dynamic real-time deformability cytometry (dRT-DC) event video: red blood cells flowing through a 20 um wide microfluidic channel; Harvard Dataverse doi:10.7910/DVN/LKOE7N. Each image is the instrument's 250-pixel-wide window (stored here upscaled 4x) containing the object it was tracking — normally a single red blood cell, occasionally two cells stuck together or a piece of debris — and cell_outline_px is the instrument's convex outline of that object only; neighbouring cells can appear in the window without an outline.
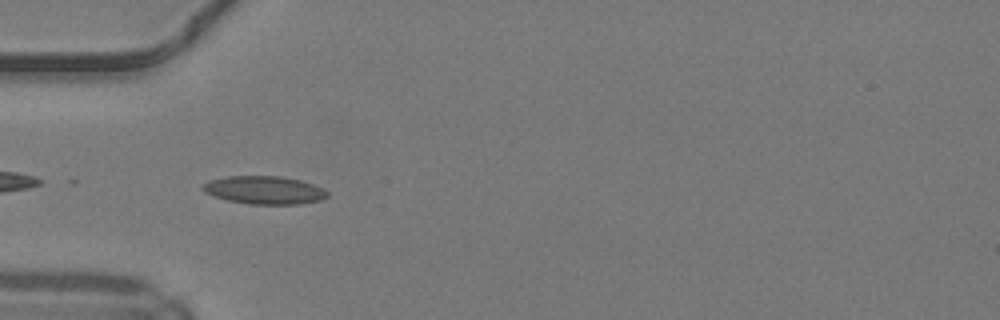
{"species": "common noctule bat (a hibernating species)", "species_latin": "Nyctalus noctula", "temperature_condition": "warm", "stored_images_in_passage": 7, "camera_frame_rate_fps": 3000, "um_per_image_px": 0.085, "animal": {"sex": "male", "body_mass_g": 19.2, "forearm_length_mm": 51.8}, "frame": {"image": 1, "passage_image": 2, "time_ms": 0.333, "image_size_px": [1000, 320], "cell_outline_px": [[328, 196], [320, 200], [300, 204], [248, 204], [228, 200], [204, 192], [200, 188], [208, 180], [228, 176], [280, 176], [300, 180], [324, 188], [328, 192]], "centroid_in_image_um": [22.47, 16.15], "position_along_channel_um": 62.5, "area_um2": 20.35}}
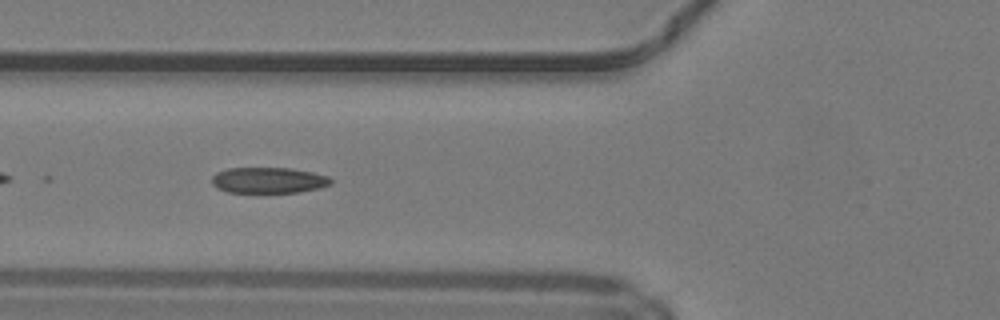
{"frame": {"image": 2, "passage_image": 5, "time_ms": 1.333, "image_size_px": [1000, 320], "cell_outline_px": [[332, 184], [320, 188], [300, 192], [228, 192], [216, 188], [212, 184], [212, 176], [216, 172], [228, 168], [292, 168], [312, 172], [328, 176], [332, 180]], "centroid_in_image_um": [22.83, 15.32], "position_along_channel_um": 103.0, "area_um2": 18.03}}